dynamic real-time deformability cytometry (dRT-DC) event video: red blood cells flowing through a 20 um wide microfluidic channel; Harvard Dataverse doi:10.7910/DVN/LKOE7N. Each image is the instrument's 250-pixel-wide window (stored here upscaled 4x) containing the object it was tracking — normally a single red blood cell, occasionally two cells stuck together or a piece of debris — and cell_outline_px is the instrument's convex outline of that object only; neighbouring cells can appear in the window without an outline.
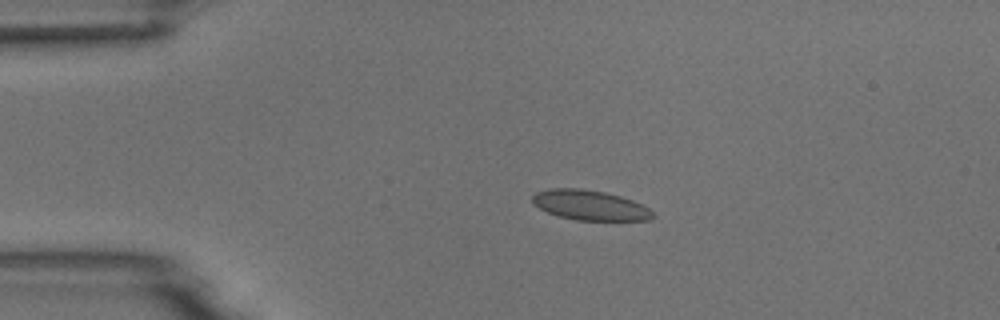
{"species": "common noctule bat (a hibernating species)", "species_latin": "Nyctalus noctula", "temperature_condition": "room temperature", "stored_images_in_passage": 7, "camera_frame_rate_fps": 3000, "um_per_image_px": 0.085, "animal": {"sex": "male", "body_mass_g": 18.8}, "frame": {"image": 1, "passage_image": 3, "time_ms": 2.333, "image_size_px": [1000, 320], "cell_outline_px": [[656, 216], [648, 220], [576, 220], [560, 216], [548, 212], [532, 204], [532, 196], [536, 192], [548, 188], [580, 188], [604, 192], [620, 196], [632, 200], [648, 208]], "centroid_in_image_um": [50.12, 17.43], "position_along_channel_um": 34.9, "area_um2": 20.92}}
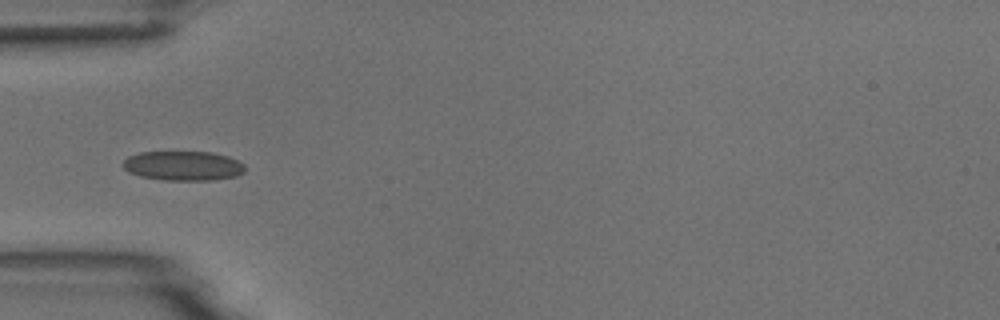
{"frame": {"image": 2, "passage_image": 5, "time_ms": 4.333, "image_size_px": [1000, 320], "cell_outline_px": [[244, 172], [236, 176], [212, 180], [164, 180], [140, 176], [128, 172], [120, 164], [128, 156], [140, 152], [212, 152], [228, 156], [244, 164]], "centroid_in_image_um": [15.54, 14.09], "position_along_channel_um": 69.5, "area_um2": 21.04}}